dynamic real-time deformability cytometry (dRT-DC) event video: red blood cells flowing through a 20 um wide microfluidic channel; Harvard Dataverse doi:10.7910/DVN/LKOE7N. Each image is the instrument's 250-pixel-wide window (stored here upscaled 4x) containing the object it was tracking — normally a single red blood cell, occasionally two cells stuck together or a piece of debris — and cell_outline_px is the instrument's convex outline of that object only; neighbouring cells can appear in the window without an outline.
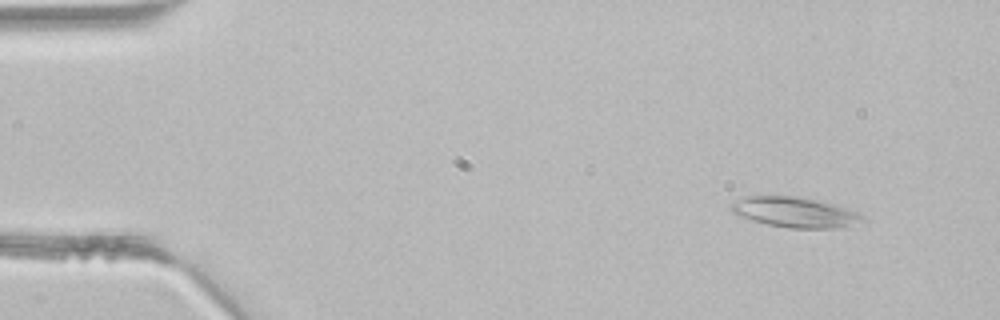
{"species": "common noctule bat (a hibernating species)", "species_latin": "Nyctalus noctula", "temperature_condition": "room temperature", "stored_images_in_passage": 4, "camera_frame_rate_fps": 3000, "um_per_image_px": 0.085, "animal": {"sex": "male", "body_mass_g": 21.5, "forearm_length_mm": 52.0}, "frame": {"image": 1, "passage_image": 2, "time_ms": 0.333, "image_size_px": [1000, 320], "cell_outline_px": [[868, 220], [840, 228], [788, 228], [768, 224], [732, 212], [732, 204], [736, 200], [744, 196], [796, 196], [816, 200], [832, 204], [856, 212], [864, 216]], "centroid_in_image_um": [67.62, 18.04], "position_along_channel_um": 17.4, "area_um2": 22.72}}